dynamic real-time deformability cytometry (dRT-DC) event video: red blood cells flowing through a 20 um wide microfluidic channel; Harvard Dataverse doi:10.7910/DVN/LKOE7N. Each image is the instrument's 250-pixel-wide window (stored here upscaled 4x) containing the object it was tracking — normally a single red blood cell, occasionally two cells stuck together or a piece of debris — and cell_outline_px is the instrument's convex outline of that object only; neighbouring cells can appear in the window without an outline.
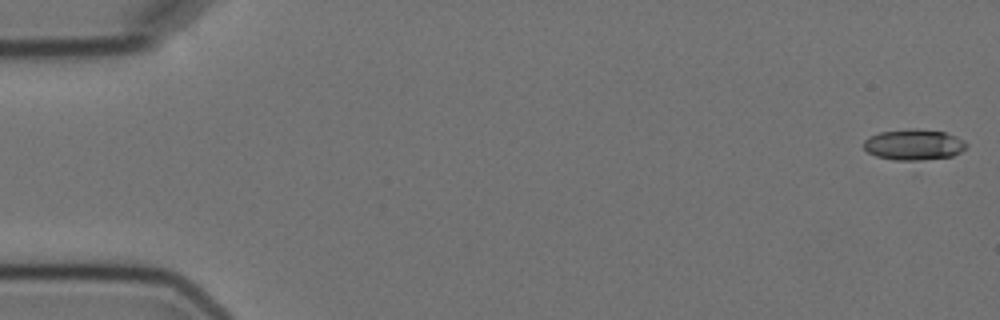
{"species": "Egyptian fruit bat (a non-hibernating species)", "species_latin": "Rousettus aegyptiacus", "temperature_condition": "cold", "stored_images_in_passage": 5, "camera_frame_rate_fps": 3000, "um_per_image_px": 0.085, "animal": {"sex": "female"}, "frame": {"image": 1, "passage_image": 1, "time_ms": 0.0, "image_size_px": [1000, 320], "cell_outline_px": [[968, 144], [960, 152], [952, 156], [920, 160], [896, 160], [876, 156], [868, 152], [864, 148], [864, 140], [868, 136], [880, 132], [912, 128], [916, 128], [944, 132], [956, 136], [964, 140]], "centroid_in_image_um": [77.66, 12.28], "position_along_channel_um": 7.3, "area_um2": 18.44}}
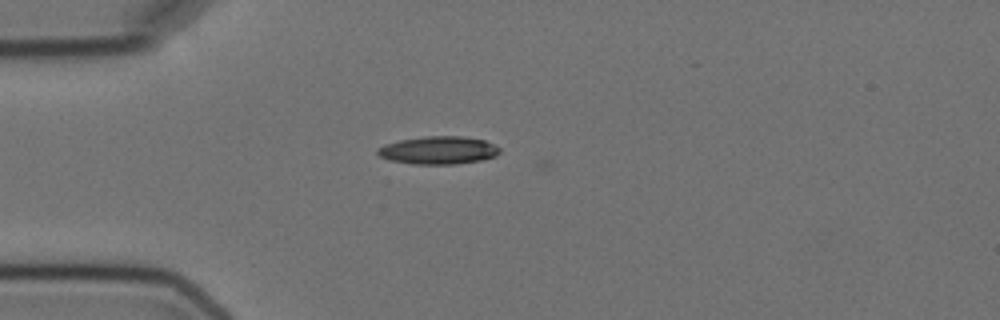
{"frame": {"image": 2, "passage_image": 5, "time_ms": 4.667, "image_size_px": [1000, 320], "cell_outline_px": [[500, 152], [496, 156], [480, 160], [456, 164], [412, 164], [392, 160], [380, 156], [376, 152], [376, 148], [384, 144], [400, 140], [424, 136], [460, 136], [484, 140], [500, 148]], "centroid_in_image_um": [37.25, 12.77], "position_along_channel_um": 47.8, "area_um2": 19.77}}